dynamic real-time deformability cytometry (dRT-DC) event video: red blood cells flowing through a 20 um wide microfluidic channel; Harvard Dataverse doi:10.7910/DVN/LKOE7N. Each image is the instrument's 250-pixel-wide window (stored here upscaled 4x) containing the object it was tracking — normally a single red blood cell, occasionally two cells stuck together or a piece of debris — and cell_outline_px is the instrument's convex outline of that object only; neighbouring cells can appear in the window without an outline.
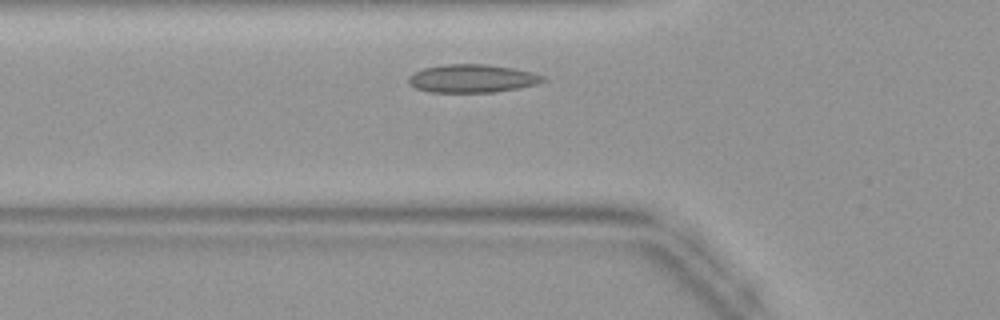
{"species": "common noctule bat (a hibernating species)", "species_latin": "Nyctalus noctula", "temperature_condition": "warm", "stored_images_in_passage": 27, "camera_frame_rate_fps": 3000, "um_per_image_px": 0.085, "animal": {"sex": "female", "body_mass_g": 19.9}, "frame": {"image": 1, "passage_image": 5, "time_ms": 1.333, "image_size_px": [1000, 320], "cell_outline_px": [[548, 80], [536, 84], [520, 88], [492, 92], [428, 92], [416, 88], [408, 84], [408, 76], [412, 72], [424, 68], [444, 64], [484, 64], [512, 68], [532, 72], [544, 76]], "centroid_in_image_um": [40.11, 6.67], "position_along_channel_um": 85.7, "area_um2": 22.2}}
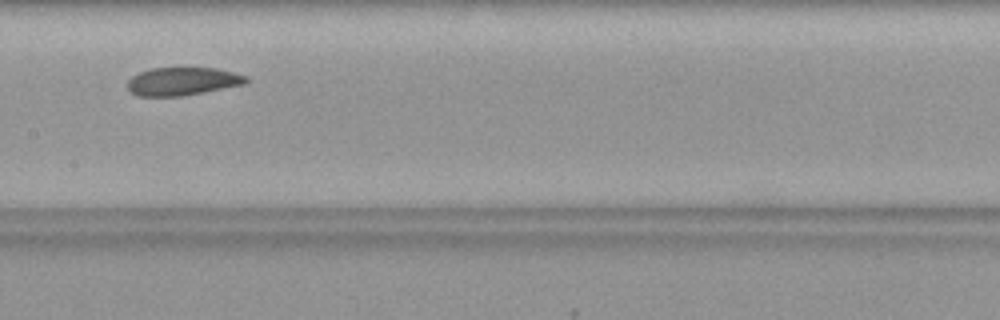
{"frame": {"image": 2, "passage_image": 12, "time_ms": 3.667, "image_size_px": [1000, 320], "cell_outline_px": [[248, 80], [244, 84], [184, 96], [136, 96], [128, 88], [128, 80], [132, 76], [140, 72], [152, 68], [216, 68], [248, 76]], "centroid_in_image_um": [15.51, 6.92], "position_along_channel_um": 191.9, "area_um2": 19.31}}
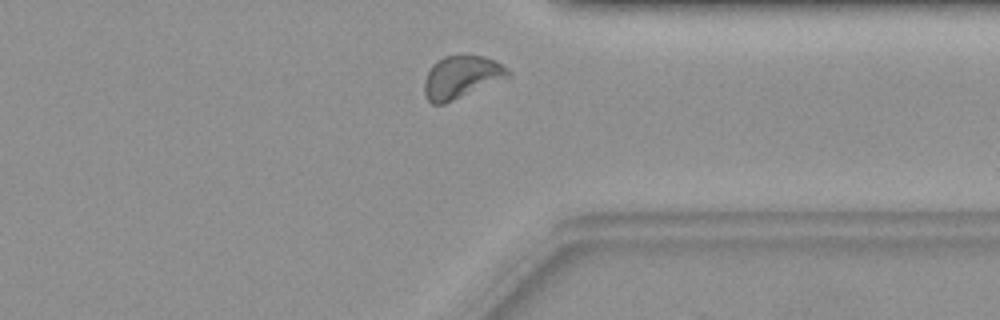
{"frame": {"image": 3, "passage_image": 24, "time_ms": 7.667, "image_size_px": [1000, 320], "cell_outline_px": [[512, 72], [508, 76], [444, 104], [432, 104], [424, 96], [424, 80], [432, 64], [436, 60], [444, 56], [484, 56], [496, 60], [508, 68]], "centroid_in_image_um": [39.17, 6.54], "position_along_channel_um": 372.2, "area_um2": 20.46}}